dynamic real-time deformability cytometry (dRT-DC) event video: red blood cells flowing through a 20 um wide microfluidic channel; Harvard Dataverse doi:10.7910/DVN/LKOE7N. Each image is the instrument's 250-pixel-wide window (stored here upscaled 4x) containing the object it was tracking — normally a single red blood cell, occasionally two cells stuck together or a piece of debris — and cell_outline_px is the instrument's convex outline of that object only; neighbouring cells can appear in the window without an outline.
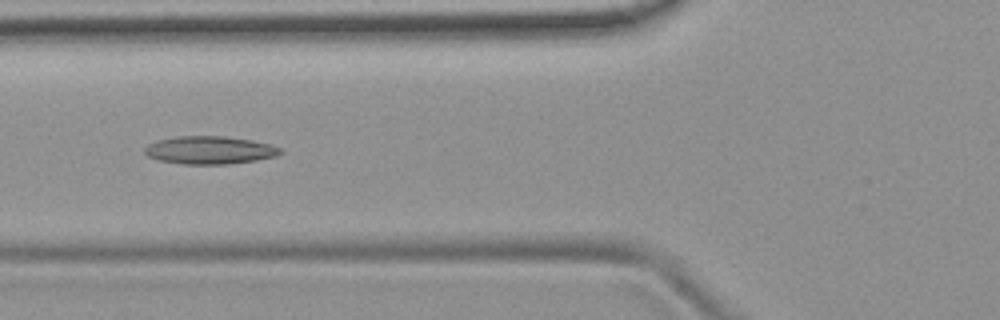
{"species": "common noctule bat (a hibernating species)", "species_latin": "Nyctalus noctula", "temperature_condition": "room temperature", "stored_images_in_passage": 7, "camera_frame_rate_fps": 3000, "um_per_image_px": 0.085, "animal": {"sex": "female", "body_mass_g": 19.9}, "frame": {"image": 1, "passage_image": 6, "time_ms": 1.667, "image_size_px": [1000, 320], "cell_outline_px": [[284, 152], [276, 156], [256, 160], [228, 164], [184, 164], [160, 160], [148, 156], [144, 152], [144, 148], [148, 144], [156, 140], [176, 136], [224, 136], [252, 140], [272, 144], [280, 148]], "centroid_in_image_um": [17.84, 12.75], "position_along_channel_um": 108.0, "area_um2": 22.14}}
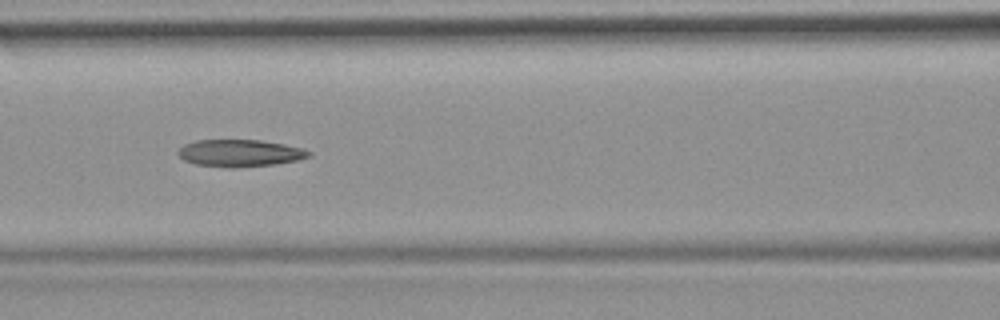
{"frame": {"image": 2, "passage_image": 7, "time_ms": 2.0, "image_size_px": [1000, 320], "cell_outline_px": [[312, 156], [296, 160], [276, 164], [232, 168], [228, 168], [196, 164], [184, 160], [176, 152], [184, 144], [196, 140], [260, 140], [284, 144], [300, 148], [312, 152]], "centroid_in_image_um": [20.38, 13.01], "position_along_channel_um": 146.2, "area_um2": 20.63}}